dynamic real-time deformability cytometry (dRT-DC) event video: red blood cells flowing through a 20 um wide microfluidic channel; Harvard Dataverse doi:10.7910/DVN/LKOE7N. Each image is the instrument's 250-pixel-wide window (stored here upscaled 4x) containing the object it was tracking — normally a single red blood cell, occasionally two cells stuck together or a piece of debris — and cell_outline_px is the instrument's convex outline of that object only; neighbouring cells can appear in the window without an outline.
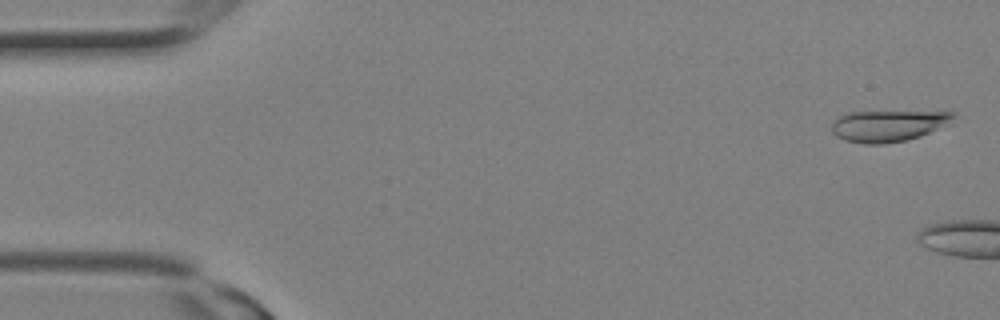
{"species": "Egyptian fruit bat (a non-hibernating species)", "species_latin": "Rousettus aegyptiacus", "temperature_condition": "room temperature", "stored_images_in_passage": 4, "camera_frame_rate_fps": 3000, "um_per_image_px": 0.085, "animal": {"sex": "female"}, "frame": {"image": 1, "passage_image": 1, "time_ms": 0.0, "image_size_px": [1000, 320], "cell_outline_px": [[956, 116], [936, 128], [920, 136], [908, 140], [884, 144], [864, 144], [844, 140], [836, 136], [832, 132], [832, 124], [840, 116], [848, 112], [956, 112]], "centroid_in_image_um": [75.41, 10.7], "position_along_channel_um": 9.6, "area_um2": 21.73}}